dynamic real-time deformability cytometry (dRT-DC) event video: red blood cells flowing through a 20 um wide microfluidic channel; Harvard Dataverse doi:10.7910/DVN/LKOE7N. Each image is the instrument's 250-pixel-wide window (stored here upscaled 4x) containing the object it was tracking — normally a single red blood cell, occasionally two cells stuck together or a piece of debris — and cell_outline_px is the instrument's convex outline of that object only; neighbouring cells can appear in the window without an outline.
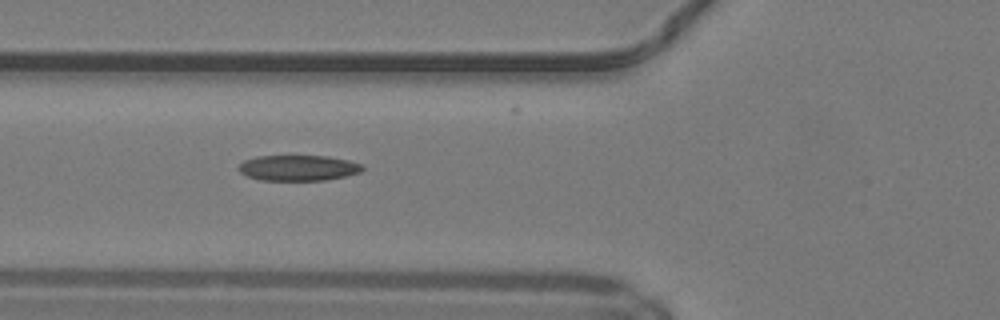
{"species": "common noctule bat (a hibernating species)", "species_latin": "Nyctalus noctula", "temperature_condition": "warm", "stored_images_in_passage": 20, "camera_frame_rate_fps": 3000, "um_per_image_px": 0.085, "animal": {"sex": "male", "body_mass_g": 19.2, "forearm_length_mm": 51.8}, "frame": {"image": 1, "passage_image": 2, "time_ms": 0.333, "image_size_px": [1000, 320], "cell_outline_px": [[364, 168], [360, 172], [344, 176], [324, 180], [260, 180], [248, 176], [240, 172], [236, 168], [244, 160], [256, 156], [328, 156], [348, 160], [364, 164]], "centroid_in_image_um": [25.34, 14.26], "position_along_channel_um": 100.5, "area_um2": 18.5}}
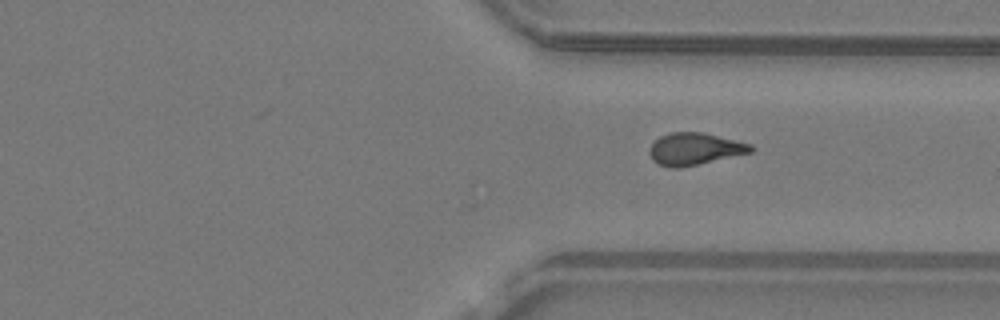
{"frame": {"image": 2, "passage_image": 20, "time_ms": 6.333, "image_size_px": [1000, 320], "cell_outline_px": [[756, 148], [752, 152], [680, 168], [672, 168], [660, 164], [652, 160], [648, 152], [652, 144], [660, 136], [672, 132], [704, 132], [752, 144]], "centroid_in_image_um": [59.07, 12.65], "position_along_channel_um": 352.3, "area_um2": 18.96}}